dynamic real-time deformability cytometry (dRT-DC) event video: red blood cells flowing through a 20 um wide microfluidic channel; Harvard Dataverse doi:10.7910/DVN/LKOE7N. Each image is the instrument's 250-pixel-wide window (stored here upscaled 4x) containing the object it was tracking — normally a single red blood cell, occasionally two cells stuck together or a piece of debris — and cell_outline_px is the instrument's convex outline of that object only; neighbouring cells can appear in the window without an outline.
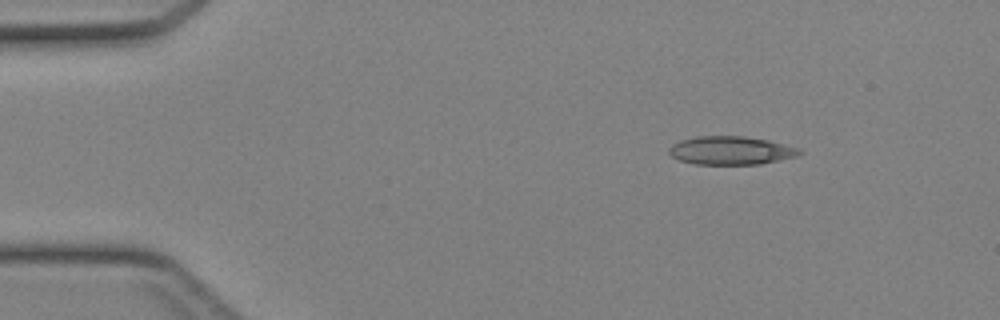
{"species": "Egyptian fruit bat (a non-hibernating species)", "species_latin": "Rousettus aegyptiacus", "temperature_condition": "cold", "stored_images_in_passage": 39, "camera_frame_rate_fps": 3000, "um_per_image_px": 0.085, "animal": {"sex": "female"}, "frame": {"image": 1, "passage_image": 1, "time_ms": 0.0, "image_size_px": [1000, 320], "cell_outline_px": [[804, 152], [796, 156], [760, 164], [696, 164], [680, 160], [672, 156], [668, 152], [668, 148], [672, 144], [680, 140], [696, 136], [744, 136], [768, 140], [796, 148]], "centroid_in_image_um": [62.08, 12.78], "position_along_channel_um": 22.9, "area_um2": 21.39}}
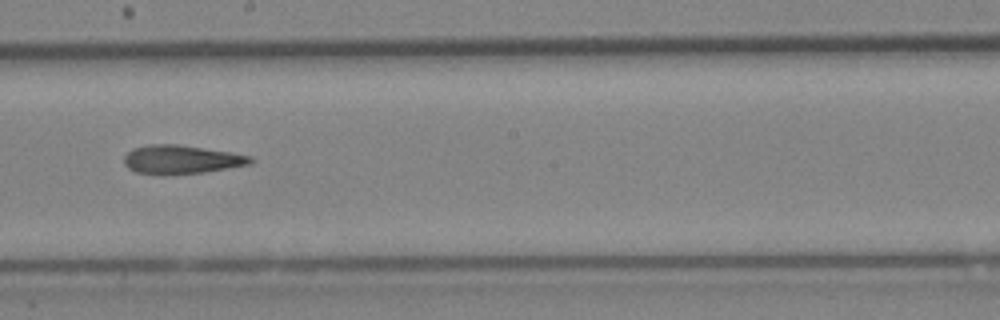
{"frame": {"image": 2, "passage_image": 20, "time_ms": 6.333, "image_size_px": [1000, 320], "cell_outline_px": [[256, 160], [252, 164], [204, 172], [136, 172], [128, 168], [124, 164], [124, 156], [132, 148], [152, 144], [176, 144], [232, 152], [252, 156]], "centroid_in_image_um": [15.49, 13.52], "position_along_channel_um": 232.7, "area_um2": 20.52}}
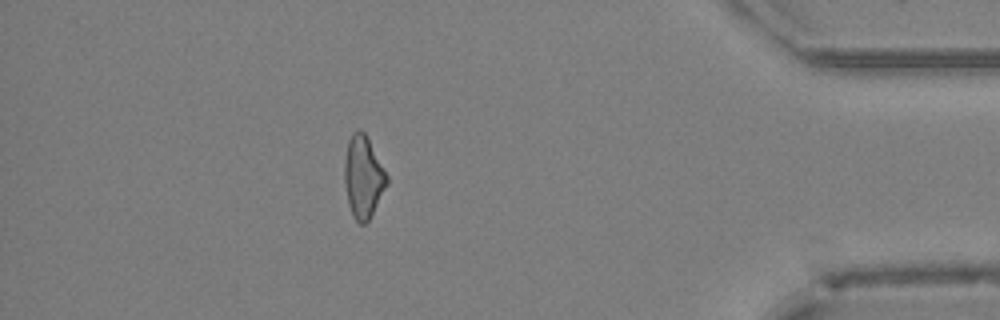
{"frame": {"image": 3, "passage_image": 34, "time_ms": 11.0, "image_size_px": [1000, 320], "cell_outline_px": [[388, 184], [368, 220], [364, 224], [360, 224], [352, 216], [348, 204], [344, 184], [344, 160], [348, 140], [352, 132], [356, 128], [360, 128], [364, 132], [388, 176]], "centroid_in_image_um": [30.85, 15.02], "position_along_channel_um": 404.4, "area_um2": 20.29}}